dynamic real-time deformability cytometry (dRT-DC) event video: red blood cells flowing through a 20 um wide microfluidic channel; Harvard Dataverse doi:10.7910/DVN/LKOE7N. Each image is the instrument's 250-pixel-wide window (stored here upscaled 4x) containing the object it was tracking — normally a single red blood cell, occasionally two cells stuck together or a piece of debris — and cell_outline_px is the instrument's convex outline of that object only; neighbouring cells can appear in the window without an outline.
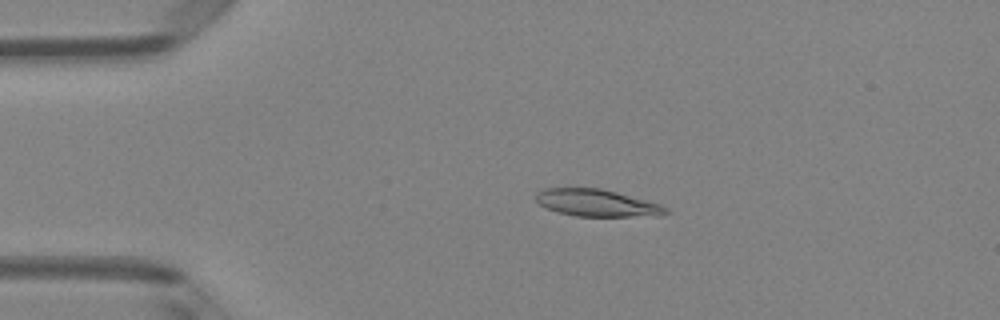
{"species": "Egyptian fruit bat (a non-hibernating species)", "species_latin": "Rousettus aegyptiacus", "temperature_condition": "room temperature", "stored_images_in_passage": 49, "camera_frame_rate_fps": 3000, "um_per_image_px": 0.085, "animal": {"sex": "female"}, "frame": {"image": 1, "passage_image": 10, "time_ms": 3.0, "image_size_px": [1000, 320], "cell_outline_px": [[672, 212], [660, 216], [576, 216], [556, 212], [544, 208], [536, 200], [536, 192], [544, 188], [600, 188], [616, 192], [660, 204], [668, 208]], "centroid_in_image_um": [50.74, 17.26], "position_along_channel_um": 34.3, "area_um2": 20.63}}
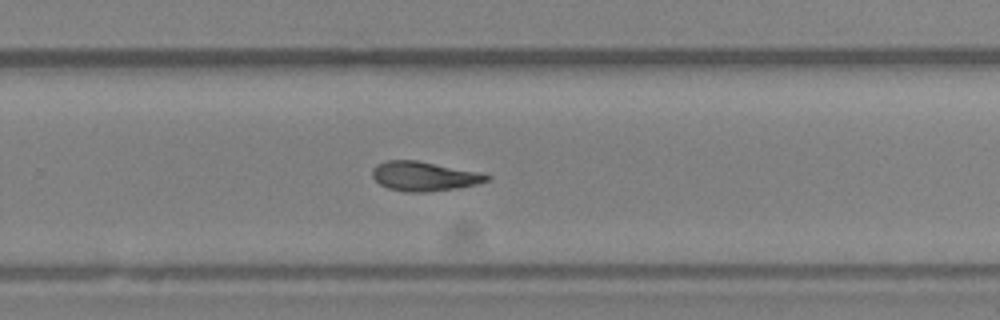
{"frame": {"image": 2, "passage_image": 32, "time_ms": 10.333, "image_size_px": [1000, 320], "cell_outline_px": [[492, 176], [488, 180], [476, 184], [456, 188], [424, 192], [404, 192], [388, 188], [380, 184], [372, 176], [372, 168], [376, 164], [388, 160], [416, 160], [484, 172]], "centroid_in_image_um": [36.07, 14.97], "position_along_channel_um": 293.7, "area_um2": 19.77}}
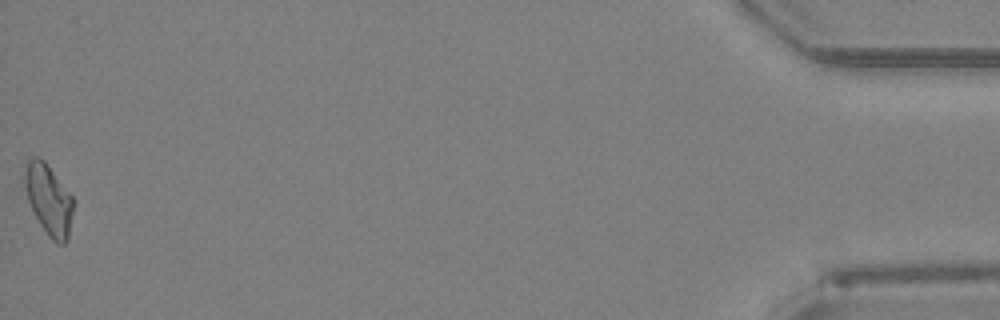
{"frame": {"image": 3, "passage_image": 49, "time_ms": 16.0, "image_size_px": [1000, 320], "cell_outline_px": [[72, 212], [68, 240], [64, 244], [56, 244], [48, 236], [40, 224], [28, 200], [24, 184], [24, 172], [28, 160], [32, 156], [40, 156], [44, 160], [72, 196]], "centroid_in_image_um": [4.13, 16.96], "position_along_channel_um": 431.1, "area_um2": 19.77}}